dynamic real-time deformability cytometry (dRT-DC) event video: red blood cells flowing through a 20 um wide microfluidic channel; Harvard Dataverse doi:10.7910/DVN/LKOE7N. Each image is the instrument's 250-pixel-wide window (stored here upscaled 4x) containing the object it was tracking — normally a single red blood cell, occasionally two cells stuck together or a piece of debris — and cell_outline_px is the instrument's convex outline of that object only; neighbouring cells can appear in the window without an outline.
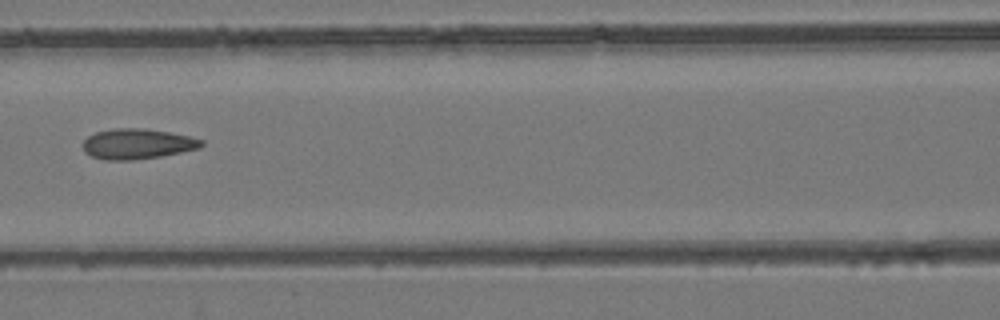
{"species": "common noctule bat (a hibernating species)", "species_latin": "Nyctalus noctula", "temperature_condition": "room temperature", "stored_images_in_passage": 7, "camera_frame_rate_fps": 3000, "um_per_image_px": 0.085, "animal": {"sex": "female", "body_mass_g": 24.6, "forearm_length_mm": 56.2}, "frame": {"image": 1, "passage_image": 7, "time_ms": 7.667, "image_size_px": [1000, 320], "cell_outline_px": [[204, 144], [200, 148], [160, 156], [132, 160], [104, 160], [92, 156], [84, 152], [84, 140], [88, 136], [96, 132], [112, 128], [144, 128], [168, 132], [188, 136], [204, 140]], "centroid_in_image_um": [11.67, 12.23], "position_along_channel_um": 154.9, "area_um2": 20.87}}